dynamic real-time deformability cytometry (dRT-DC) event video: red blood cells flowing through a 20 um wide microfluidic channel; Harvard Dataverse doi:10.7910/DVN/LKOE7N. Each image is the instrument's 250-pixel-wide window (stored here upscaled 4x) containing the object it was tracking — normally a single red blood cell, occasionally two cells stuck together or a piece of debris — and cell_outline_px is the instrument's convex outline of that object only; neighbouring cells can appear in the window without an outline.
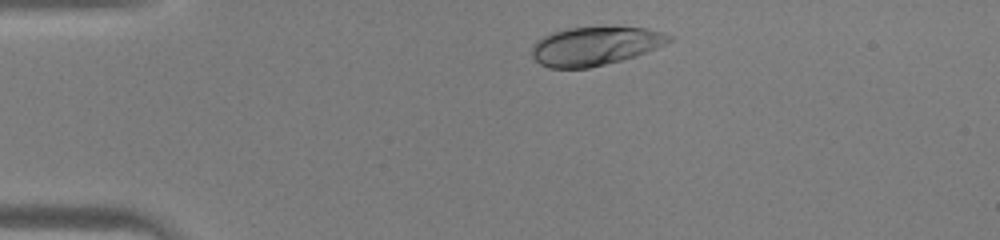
{"species": "human", "species_latin": "Homo sapiens", "temperature_condition": "warm", "stored_images_in_passage": 32, "camera_frame_rate_fps": 3000, "um_per_image_px": 0.085, "donor": {"sex": "male"}, "frame": {"image": 1, "passage_image": 3, "time_ms": 0.667, "image_size_px": [1000, 240], "cell_outline_px": [[676, 36], [672, 40], [656, 48], [636, 56], [588, 68], [548, 68], [540, 64], [532, 56], [532, 48], [536, 40], [540, 36], [552, 32], [568, 28], [604, 24], [616, 24], [644, 28]], "centroid_in_image_um": [50.59, 3.85], "position_along_channel_um": 34.4, "area_um2": 31.85}}
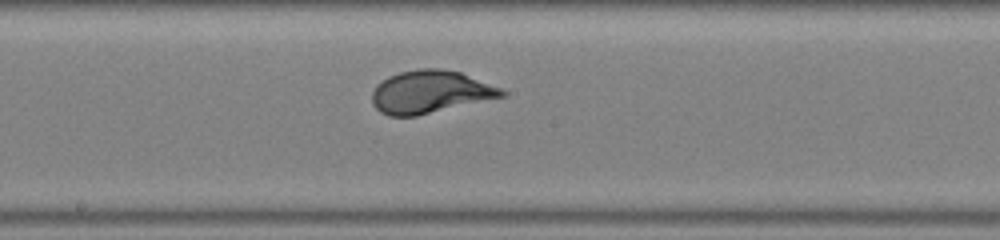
{"frame": {"image": 2, "passage_image": 18, "time_ms": 5.667, "image_size_px": [1000, 240], "cell_outline_px": [[508, 92], [504, 96], [416, 116], [388, 116], [380, 112], [372, 104], [372, 92], [376, 84], [388, 76], [400, 72], [416, 68], [440, 68], [460, 72], [500, 88]], "centroid_in_image_um": [36.52, 7.81], "position_along_channel_um": 211.7, "area_um2": 32.19}}
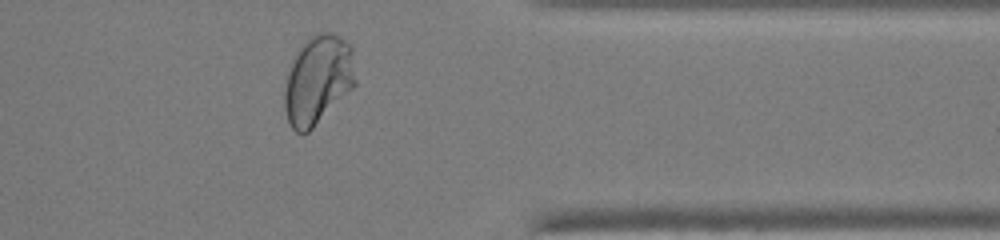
{"frame": {"image": 3, "passage_image": 30, "time_ms": 9.667, "image_size_px": [1000, 240], "cell_outline_px": [[356, 84], [308, 132], [296, 132], [292, 128], [288, 120], [284, 108], [284, 88], [288, 72], [300, 48], [308, 36], [320, 32], [332, 32], [344, 40], [352, 48], [356, 80]], "centroid_in_image_um": [27.02, 6.77], "position_along_channel_um": 384.4, "area_um2": 36.36}}